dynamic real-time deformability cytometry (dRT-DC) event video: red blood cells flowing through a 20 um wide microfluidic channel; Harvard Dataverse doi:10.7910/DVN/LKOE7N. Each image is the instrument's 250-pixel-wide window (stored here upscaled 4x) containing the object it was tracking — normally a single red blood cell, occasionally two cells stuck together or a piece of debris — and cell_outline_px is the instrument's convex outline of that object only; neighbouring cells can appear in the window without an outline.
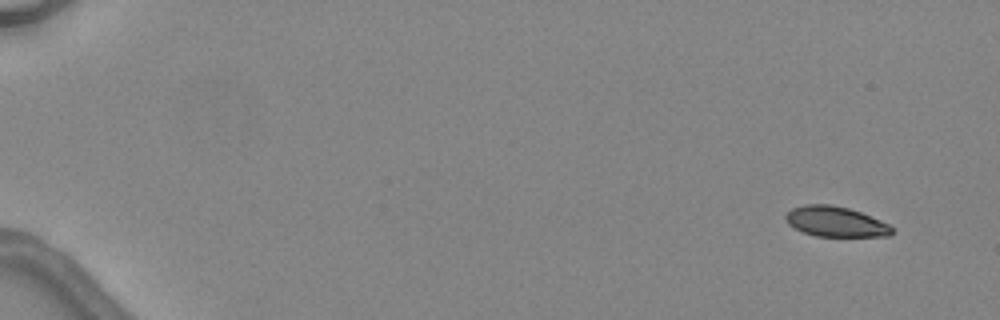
{"species": "common noctule bat (a hibernating species)", "species_latin": "Nyctalus noctula", "temperature_condition": "warm", "stored_images_in_passage": 5, "camera_frame_rate_fps": 3000, "um_per_image_px": 0.085, "animal": {"sex": "female", "body_mass_g": 24.6, "forearm_length_mm": 56.2}, "frame": {"image": 1, "passage_image": 1, "time_ms": 0.0, "image_size_px": [1000, 320], "cell_outline_px": [[896, 232], [892, 236], [816, 236], [804, 232], [788, 224], [784, 216], [792, 208], [804, 204], [832, 204], [848, 208], [860, 212], [880, 220], [888, 224]], "centroid_in_image_um": [71.04, 18.84], "position_along_channel_um": 14.0, "area_um2": 18.73}}
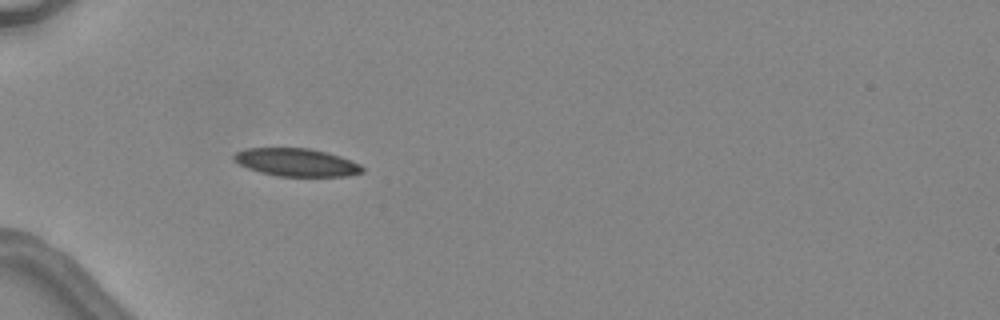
{"frame": {"image": 2, "passage_image": 5, "time_ms": 4.667, "image_size_px": [1000, 320], "cell_outline_px": [[364, 172], [348, 176], [276, 176], [260, 172], [248, 168], [232, 160], [232, 156], [236, 152], [248, 148], [308, 148], [340, 156], [360, 164], [364, 168]], "centroid_in_image_um": [25.19, 13.8], "position_along_channel_um": 59.8, "area_um2": 20.81}}